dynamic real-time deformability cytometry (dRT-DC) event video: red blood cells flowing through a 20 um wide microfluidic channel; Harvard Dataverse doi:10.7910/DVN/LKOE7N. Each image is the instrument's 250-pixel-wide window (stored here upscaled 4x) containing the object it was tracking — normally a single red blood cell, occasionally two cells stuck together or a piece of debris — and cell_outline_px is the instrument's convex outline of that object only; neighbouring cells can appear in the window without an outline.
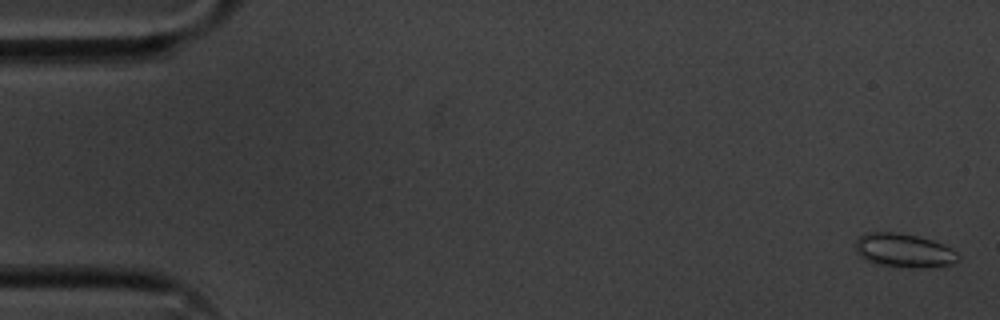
{"species": "common noctule bat (a hibernating species)", "species_latin": "Nyctalus noctula", "temperature_condition": "cold", "stored_images_in_passage": 56, "camera_frame_rate_fps": 3000, "um_per_image_px": 0.085, "animal": {"sex": "male", "body_mass_g": 20.1, "forearm_length_mm": 53.5}, "frame": {"image": 1, "passage_image": 2, "time_ms": 0.333, "image_size_px": [1000, 320], "cell_outline_px": [[960, 260], [952, 264], [924, 268], [908, 268], [872, 264], [864, 260], [856, 252], [856, 240], [864, 232], [896, 232], [916, 236], [932, 240], [952, 248], [960, 256]], "centroid_in_image_um": [76.82, 21.31], "position_along_channel_um": 8.2, "area_um2": 20.63}}
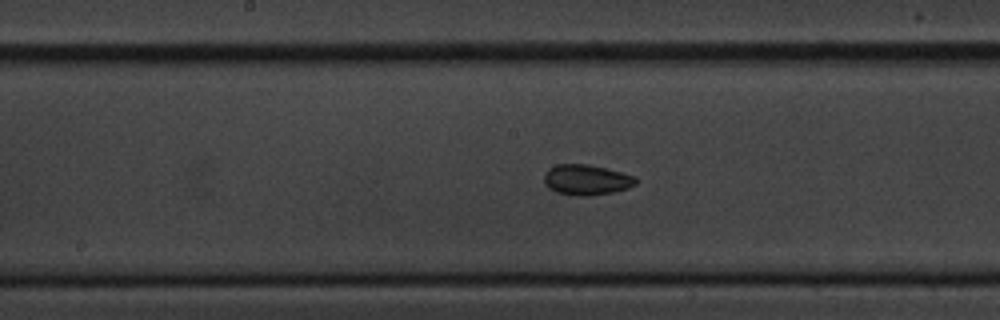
{"frame": {"image": 2, "passage_image": 29, "time_ms": 9.333, "image_size_px": [1000, 320], "cell_outline_px": [[636, 184], [628, 188], [612, 192], [592, 196], [576, 196], [556, 192], [548, 188], [544, 184], [544, 176], [548, 168], [556, 164], [588, 164], [636, 176]], "centroid_in_image_um": [49.82, 15.29], "position_along_channel_um": 198.4, "area_um2": 16.36}}
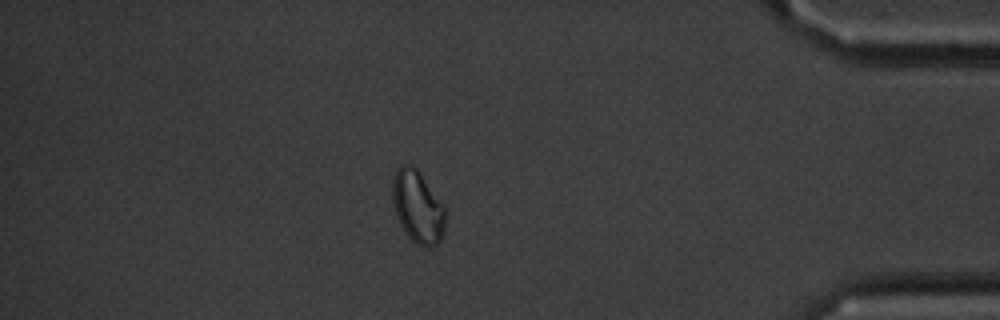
{"frame": {"image": 3, "passage_image": 49, "time_ms": 16.0, "image_size_px": [1000, 320], "cell_outline_px": [[444, 232], [440, 240], [436, 244], [428, 248], [416, 244], [408, 236], [400, 224], [396, 216], [392, 200], [392, 180], [400, 164], [412, 164], [420, 172], [444, 204]], "centroid_in_image_um": [35.49, 17.56], "position_along_channel_um": 399.7, "area_um2": 22.43}, "authors_computed_cell_mechanics": {"area_um2": 16.4152, "velocity_mm_per_s": 3.5851, "shape_relaxation_time_tau1_ms": null, "shape_relaxation_time_tau2_ms": 3.8521, "deformation_change_tau1": null, "deformation_change_tau2": 0.0703}}